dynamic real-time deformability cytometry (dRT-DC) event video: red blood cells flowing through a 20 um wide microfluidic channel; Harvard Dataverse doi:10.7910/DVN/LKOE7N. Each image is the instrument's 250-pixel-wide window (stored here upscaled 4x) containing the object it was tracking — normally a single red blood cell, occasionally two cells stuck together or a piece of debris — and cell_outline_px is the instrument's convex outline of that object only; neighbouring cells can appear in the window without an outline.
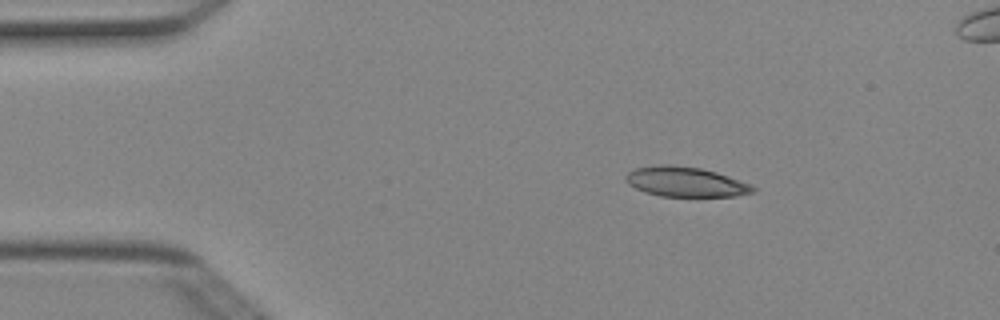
{"species": "Egyptian fruit bat (a non-hibernating species)", "species_latin": "Rousettus aegyptiacus", "temperature_condition": "cold", "stored_images_in_passage": 4, "camera_frame_rate_fps": 3000, "um_per_image_px": 0.085, "animal": {"sex": "female"}, "frame": {"image": 1, "passage_image": 1, "time_ms": 0.0, "image_size_px": [1000, 320], "cell_outline_px": [[756, 192], [736, 196], [660, 196], [644, 192], [628, 184], [624, 180], [624, 176], [628, 172], [636, 168], [660, 164], [668, 164], [700, 168], [716, 172], [728, 176], [748, 184], [756, 188]], "centroid_in_image_um": [58.23, 15.46], "position_along_channel_um": 26.8, "area_um2": 22.08}}
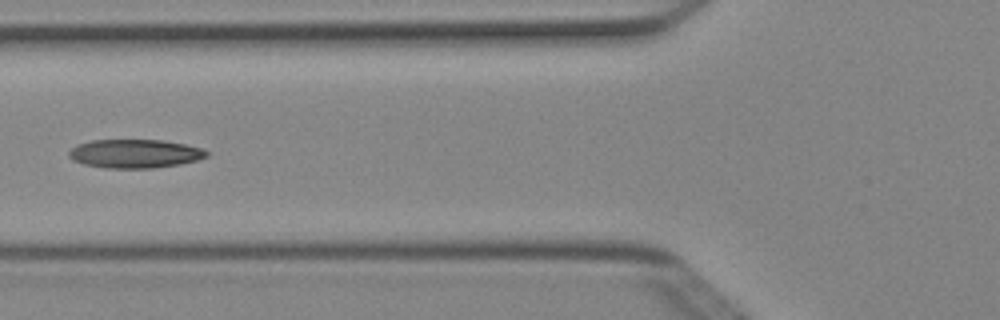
{"frame": {"image": 2, "passage_image": 4, "time_ms": 1.0, "image_size_px": [1000, 320], "cell_outline_px": [[208, 156], [196, 160], [180, 164], [152, 168], [104, 168], [84, 164], [72, 160], [68, 156], [68, 152], [76, 144], [92, 140], [164, 140], [184, 144], [200, 148], [208, 152]], "centroid_in_image_um": [11.42, 13.06], "position_along_channel_um": 114.4, "area_um2": 23.0}}